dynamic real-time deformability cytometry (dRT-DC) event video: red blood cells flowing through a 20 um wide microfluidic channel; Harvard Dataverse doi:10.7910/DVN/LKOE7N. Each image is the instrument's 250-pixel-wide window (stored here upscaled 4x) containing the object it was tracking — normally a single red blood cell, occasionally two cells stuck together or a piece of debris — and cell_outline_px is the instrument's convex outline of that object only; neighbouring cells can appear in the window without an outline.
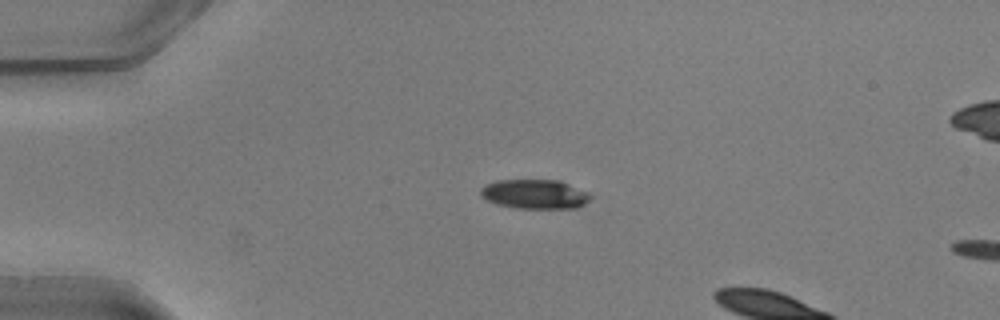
{"species": "common noctule bat (a hibernating species)", "species_latin": "Nyctalus noctula", "temperature_condition": "warm", "stored_images_in_passage": 4, "camera_frame_rate_fps": 3000, "um_per_image_px": 0.085, "animal": {"sex": "male", "body_mass_g": 20.5, "forearm_length_mm": 52.5}, "frame": {"image": 1, "passage_image": 1, "time_ms": 0.0, "image_size_px": [1000, 320], "cell_outline_px": [[592, 196], [584, 204], [576, 208], [516, 208], [496, 204], [480, 196], [480, 188], [496, 180], [560, 180], [588, 192]], "centroid_in_image_um": [45.45, 16.5], "position_along_channel_um": 39.6, "area_um2": 18.79}}